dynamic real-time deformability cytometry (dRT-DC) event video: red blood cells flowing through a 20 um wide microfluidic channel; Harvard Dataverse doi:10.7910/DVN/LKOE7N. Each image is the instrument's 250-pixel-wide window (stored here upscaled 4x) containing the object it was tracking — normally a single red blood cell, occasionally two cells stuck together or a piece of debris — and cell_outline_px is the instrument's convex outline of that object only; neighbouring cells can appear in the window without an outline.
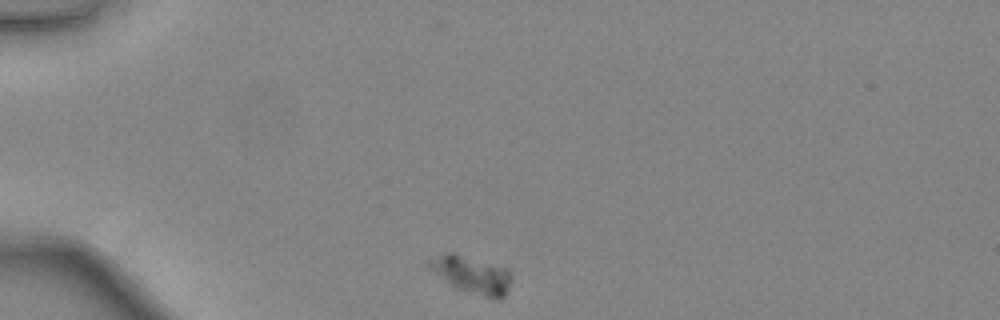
{"species": "common noctule bat (a hibernating species)", "species_latin": "Nyctalus noctula", "temperature_condition": "warm", "stored_images_in_passage": 38, "camera_frame_rate_fps": 3000, "um_per_image_px": 0.085, "animal": {"sex": "female", "body_mass_g": 24.6, "forearm_length_mm": 56.2}, "frame": {"image": 1, "passage_image": 1, "time_ms": 0.0, "image_size_px": [1000, 320], "cell_outline_px": [[508, 284], [504, 296], [496, 300], [456, 288], [428, 268], [424, 264], [448, 252], [452, 252], [508, 268]], "centroid_in_image_um": [40.07, 23.35], "position_along_channel_um": 44.9, "area_um2": 17.28}}
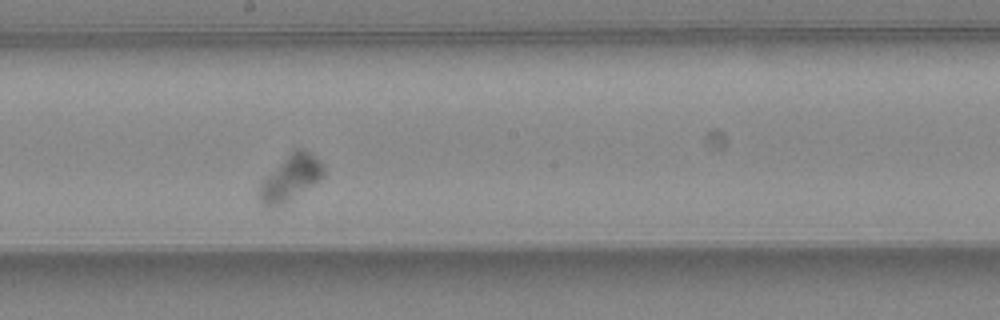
{"frame": {"image": 2, "passage_image": 17, "time_ms": 5.333, "image_size_px": [1000, 320], "cell_outline_px": [[324, 176], [320, 180], [288, 200], [280, 204], [264, 204], [260, 200], [256, 192], [260, 184], [296, 148], [300, 148], [308, 152], [320, 160], [324, 164]], "centroid_in_image_um": [24.74, 15.1], "position_along_channel_um": 223.5, "area_um2": 16.07}}
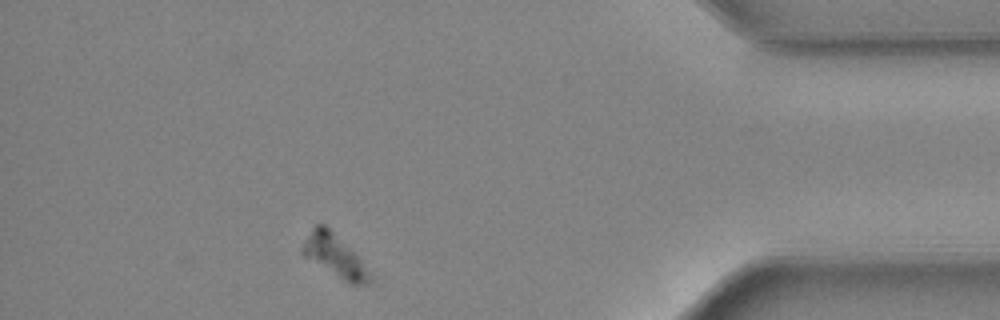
{"frame": {"image": 3, "passage_image": 33, "time_ms": 10.667, "image_size_px": [1000, 320], "cell_outline_px": [[372, 280], [368, 284], [352, 284], [344, 280], [304, 256], [300, 252], [300, 248], [312, 228], [316, 224], [324, 224], [360, 260], [372, 276]], "centroid_in_image_um": [28.41, 21.75], "position_along_channel_um": 406.8, "area_um2": 15.78}}